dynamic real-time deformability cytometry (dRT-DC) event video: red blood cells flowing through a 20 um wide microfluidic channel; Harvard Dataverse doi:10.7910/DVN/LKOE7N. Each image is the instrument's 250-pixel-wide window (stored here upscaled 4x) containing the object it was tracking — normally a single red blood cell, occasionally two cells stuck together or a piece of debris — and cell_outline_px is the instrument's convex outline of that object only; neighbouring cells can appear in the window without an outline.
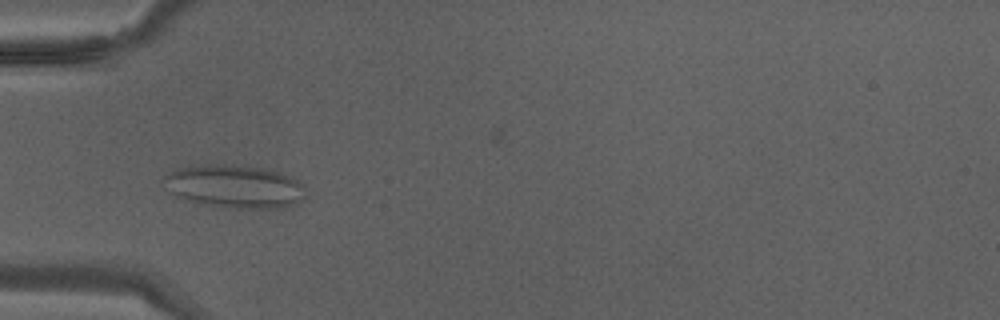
{"species": "Egyptian fruit bat (a non-hibernating species)", "species_latin": "Rousettus aegyptiacus", "temperature_condition": "warm", "stored_images_in_passage": 39, "camera_frame_rate_fps": 3000, "um_per_image_px": 0.085, "animal": {"sex": "male"}, "frame": {"image": 1, "passage_image": 12, "time_ms": 3.667, "image_size_px": [1000, 320], "cell_outline_px": [[308, 196], [300, 204], [284, 208], [224, 208], [200, 204], [188, 200], [172, 192], [164, 176], [176, 168], [204, 164], [244, 164], [280, 172], [292, 176], [300, 180]], "centroid_in_image_um": [20.08, 15.85], "position_along_channel_um": 64.9, "area_um2": 36.24}}
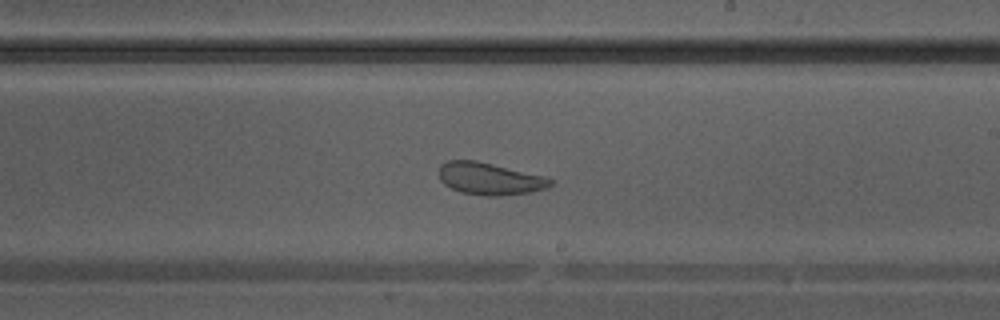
{"frame": {"image": 2, "passage_image": 23, "time_ms": 7.333, "image_size_px": [1000, 320], "cell_outline_px": [[552, 184], [544, 188], [528, 192], [500, 196], [484, 196], [460, 192], [444, 184], [440, 180], [440, 164], [448, 160], [476, 160], [544, 176], [552, 180]], "centroid_in_image_um": [41.58, 15.19], "position_along_channel_um": 247.4, "area_um2": 20.69}}